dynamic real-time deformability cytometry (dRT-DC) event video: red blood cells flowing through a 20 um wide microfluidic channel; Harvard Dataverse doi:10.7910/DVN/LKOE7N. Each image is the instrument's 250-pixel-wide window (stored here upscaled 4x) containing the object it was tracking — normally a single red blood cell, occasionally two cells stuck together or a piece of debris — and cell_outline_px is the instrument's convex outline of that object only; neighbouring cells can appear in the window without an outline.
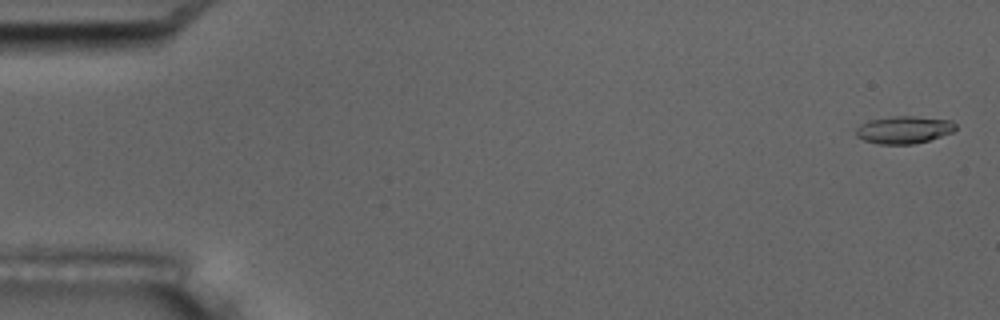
{"species": "common noctule bat (a hibernating species)", "species_latin": "Nyctalus noctula", "temperature_condition": "room temperature", "stored_images_in_passage": 6, "camera_frame_rate_fps": 3000, "um_per_image_px": 0.085, "animal": {"sex": "male", "body_mass_g": 17.5, "forearm_length_mm": 52.3}, "frame": {"image": 1, "passage_image": 1, "time_ms": 0.0, "image_size_px": [1000, 320], "cell_outline_px": [[956, 128], [952, 132], [928, 140], [912, 144], [880, 144], [864, 140], [856, 136], [856, 128], [860, 124], [872, 120], [892, 116], [912, 116], [952, 120], [956, 124]], "centroid_in_image_um": [76.83, 11.02], "position_along_channel_um": 8.2, "area_um2": 15.78}}
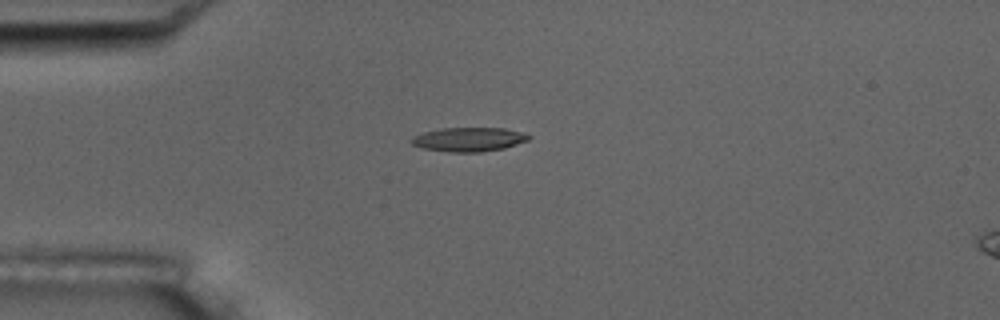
{"frame": {"image": 2, "passage_image": 4, "time_ms": 4.333, "image_size_px": [1000, 320], "cell_outline_px": [[532, 136], [528, 140], [504, 148], [480, 152], [448, 152], [424, 148], [412, 144], [408, 140], [412, 136], [424, 132], [440, 128], [504, 128], [524, 132]], "centroid_in_image_um": [39.84, 11.84], "position_along_channel_um": 45.2, "area_um2": 16.53}}
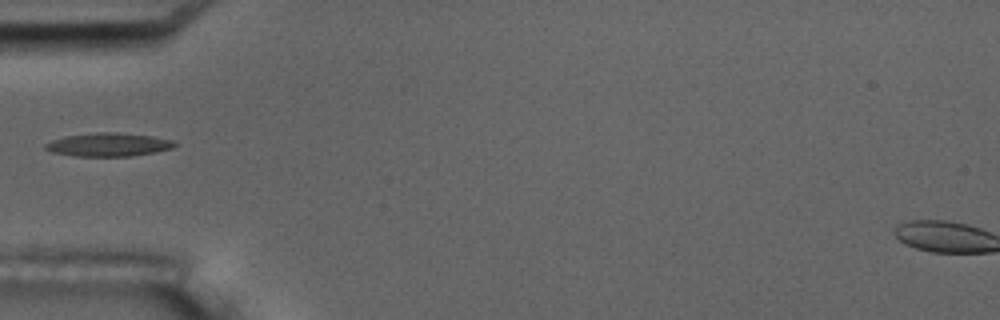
{"frame": {"image": 3, "passage_image": 5, "time_ms": 5.667, "image_size_px": [1000, 320], "cell_outline_px": [[176, 144], [172, 148], [132, 156], [76, 156], [52, 152], [44, 148], [44, 144], [52, 140], [64, 136], [96, 132], [116, 132], [152, 136], [176, 140]], "centroid_in_image_um": [9.21, 12.28], "position_along_channel_um": 75.8, "area_um2": 17.63}}